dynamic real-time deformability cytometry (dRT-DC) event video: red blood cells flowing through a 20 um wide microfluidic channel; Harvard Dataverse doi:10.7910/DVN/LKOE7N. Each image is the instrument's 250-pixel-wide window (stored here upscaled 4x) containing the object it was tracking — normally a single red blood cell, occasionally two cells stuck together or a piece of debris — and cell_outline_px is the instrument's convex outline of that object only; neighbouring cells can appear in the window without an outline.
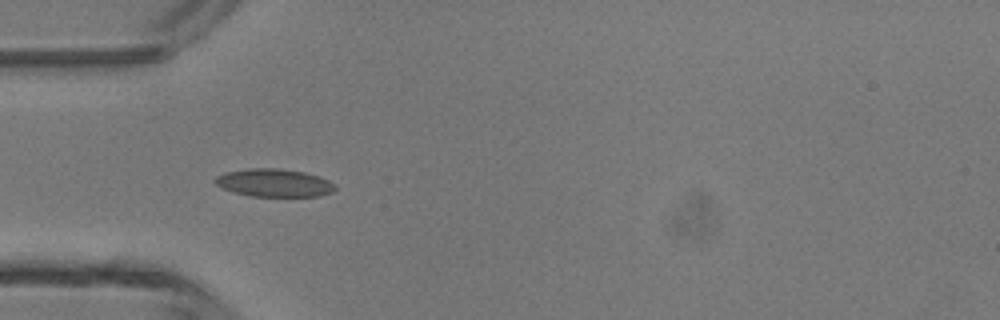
{"species": "common noctule bat (a hibernating species)", "species_latin": "Nyctalus noctula", "temperature_condition": "room temperature", "stored_images_in_passage": 33, "camera_frame_rate_fps": 3000, "um_per_image_px": 0.085, "animal": {"sex": "male", "body_mass_g": 13.3}, "frame": {"image": 1, "passage_image": 1, "time_ms": 0.0, "image_size_px": [1000, 320], "cell_outline_px": [[336, 188], [332, 192], [320, 196], [248, 196], [232, 192], [216, 184], [212, 180], [216, 176], [224, 172], [248, 168], [280, 168], [304, 172], [328, 180], [336, 184]], "centroid_in_image_um": [23.27, 15.54], "position_along_channel_um": 61.7, "area_um2": 19.65}}
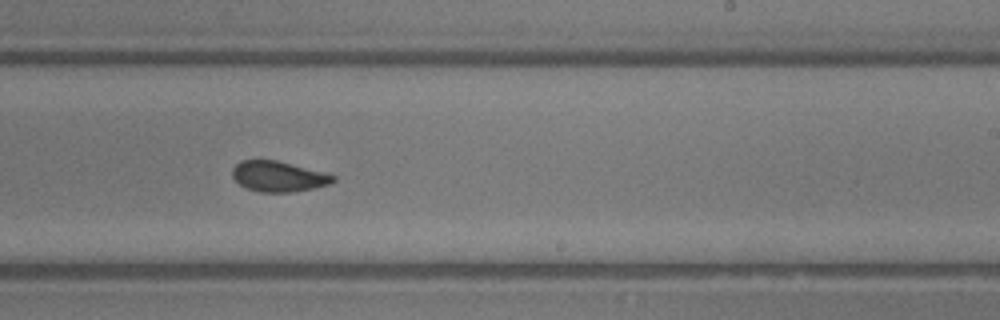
{"frame": {"image": 2, "passage_image": 15, "time_ms": 4.667, "image_size_px": [1000, 320], "cell_outline_px": [[336, 180], [328, 184], [312, 188], [292, 192], [260, 192], [248, 188], [240, 184], [232, 176], [232, 168], [240, 160], [276, 160], [324, 172], [336, 176]], "centroid_in_image_um": [23.66, 14.99], "position_along_channel_um": 265.3, "area_um2": 17.74}}
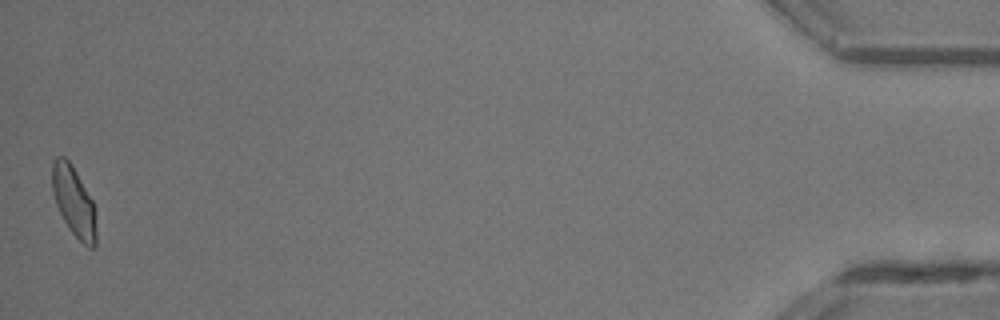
{"frame": {"image": 3, "passage_image": 33, "time_ms": 10.667, "image_size_px": [1000, 320], "cell_outline_px": [[96, 244], [92, 248], [88, 248], [68, 228], [56, 204], [52, 192], [52, 164], [56, 156], [64, 156], [72, 164], [92, 200], [96, 232]], "centroid_in_image_um": [6.25, 17.11], "position_along_channel_um": 428.9, "area_um2": 17.69}, "authors_computed_cell_mechanics": {"area_um2": 18.3226, "velocity_mm_per_s": 4.3886, "shape_relaxation_time_tau1_ms": 3.9119, "shape_relaxation_time_tau2_ms": 1.3591, "deformation_change_tau1": 0.1026, "deformation_change_tau2": 0.062}}